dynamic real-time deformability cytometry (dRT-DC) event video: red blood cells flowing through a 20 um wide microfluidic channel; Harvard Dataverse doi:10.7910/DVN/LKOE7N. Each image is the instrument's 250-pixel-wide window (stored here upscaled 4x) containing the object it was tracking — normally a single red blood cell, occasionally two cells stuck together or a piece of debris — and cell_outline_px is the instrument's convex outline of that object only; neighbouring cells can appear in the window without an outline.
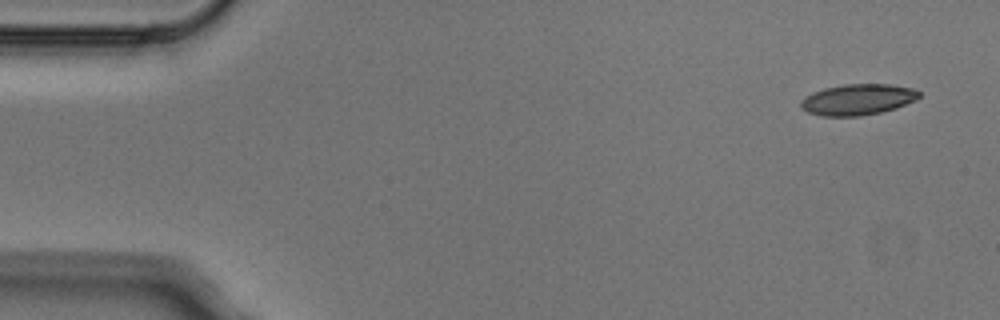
{"species": "Egyptian fruit bat (a non-hibernating species)", "species_latin": "Rousettus aegyptiacus", "temperature_condition": "cold", "stored_images_in_passage": 5, "camera_frame_rate_fps": 3000, "um_per_image_px": 0.085, "animal": {"sex": "male"}, "frame": {"image": 1, "passage_image": 1, "time_ms": 0.0, "image_size_px": [1000, 320], "cell_outline_px": [[920, 96], [916, 100], [896, 108], [880, 112], [860, 116], [820, 116], [808, 112], [800, 108], [800, 100], [804, 96], [812, 92], [824, 88], [844, 84], [888, 84], [912, 88], [920, 92]], "centroid_in_image_um": [72.87, 8.46], "position_along_channel_um": 12.1, "area_um2": 21.5}}
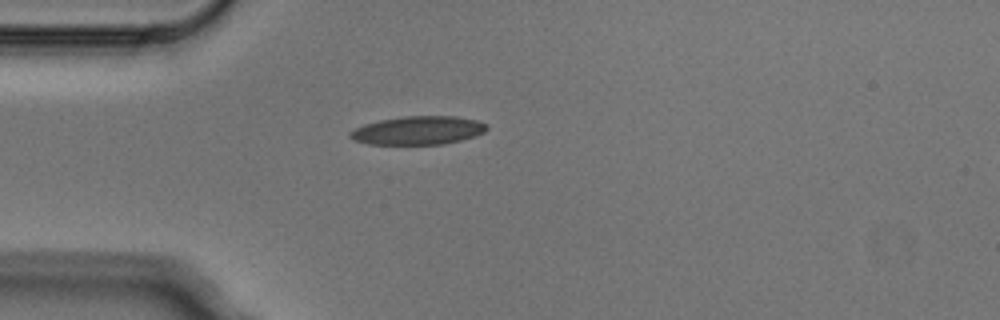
{"frame": {"image": 2, "passage_image": 4, "time_ms": 1.0, "image_size_px": [1000, 320], "cell_outline_px": [[488, 128], [484, 132], [476, 136], [444, 144], [368, 144], [352, 140], [348, 136], [348, 132], [364, 124], [380, 120], [404, 116], [452, 116], [476, 120], [488, 124]], "centroid_in_image_um": [35.52, 11.09], "position_along_channel_um": 49.5, "area_um2": 22.72}}